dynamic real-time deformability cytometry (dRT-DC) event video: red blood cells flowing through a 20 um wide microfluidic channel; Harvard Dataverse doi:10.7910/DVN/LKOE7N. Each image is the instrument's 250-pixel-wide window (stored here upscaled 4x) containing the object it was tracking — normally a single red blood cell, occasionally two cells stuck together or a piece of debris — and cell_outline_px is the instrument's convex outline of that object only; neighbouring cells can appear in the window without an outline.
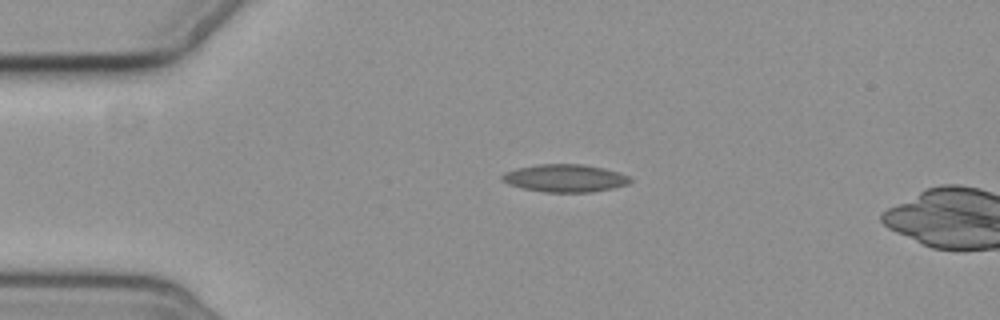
{"species": "common noctule bat (a hibernating species)", "species_latin": "Nyctalus noctula", "temperature_condition": "cold", "stored_images_in_passage": 3, "camera_frame_rate_fps": 3000, "um_per_image_px": 0.085, "animal": {"sex": "female", "body_mass_g": 19.3, "forearm_length_mm": 54.1}, "frame": {"image": 1, "passage_image": 2, "time_ms": 1.0, "image_size_px": [1000, 320], "cell_outline_px": [[632, 180], [628, 184], [612, 188], [592, 192], [544, 192], [524, 188], [508, 184], [500, 180], [500, 176], [504, 172], [516, 168], [536, 164], [580, 164], [604, 168], [620, 172], [628, 176]], "centroid_in_image_um": [47.99, 15.14], "position_along_channel_um": 37.0, "area_um2": 20.75}}